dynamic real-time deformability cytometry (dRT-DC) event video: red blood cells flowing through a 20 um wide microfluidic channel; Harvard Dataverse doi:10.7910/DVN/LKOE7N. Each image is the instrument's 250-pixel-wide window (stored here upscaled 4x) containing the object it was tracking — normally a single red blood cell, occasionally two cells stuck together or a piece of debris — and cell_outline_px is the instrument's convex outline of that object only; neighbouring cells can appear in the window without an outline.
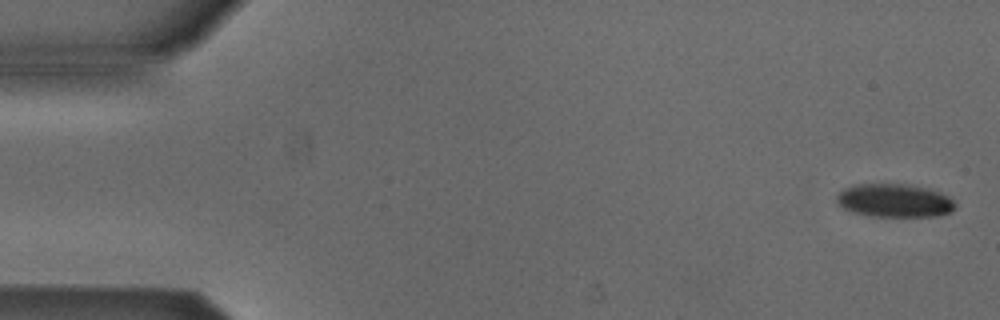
{"species": "Egyptian fruit bat (a non-hibernating species)", "species_latin": "Rousettus aegyptiacus", "temperature_condition": "cold", "stored_images_in_passage": 5, "segment_of_instrument_passage": [1, 2], "camera_frame_rate_fps": 3000, "um_per_image_px": 0.085, "animal": {"sex": "male"}, "frame": {"image": 1, "passage_image": 1, "time_ms": 0.0, "image_size_px": [1000, 320], "cell_outline_px": [[956, 208], [952, 212], [940, 216], [872, 216], [852, 212], [844, 208], [836, 200], [836, 196], [844, 188], [852, 184], [908, 184], [932, 188], [948, 196], [956, 204]], "centroid_in_image_um": [76.07, 17.04], "position_along_channel_um": 8.9, "area_um2": 23.29}}